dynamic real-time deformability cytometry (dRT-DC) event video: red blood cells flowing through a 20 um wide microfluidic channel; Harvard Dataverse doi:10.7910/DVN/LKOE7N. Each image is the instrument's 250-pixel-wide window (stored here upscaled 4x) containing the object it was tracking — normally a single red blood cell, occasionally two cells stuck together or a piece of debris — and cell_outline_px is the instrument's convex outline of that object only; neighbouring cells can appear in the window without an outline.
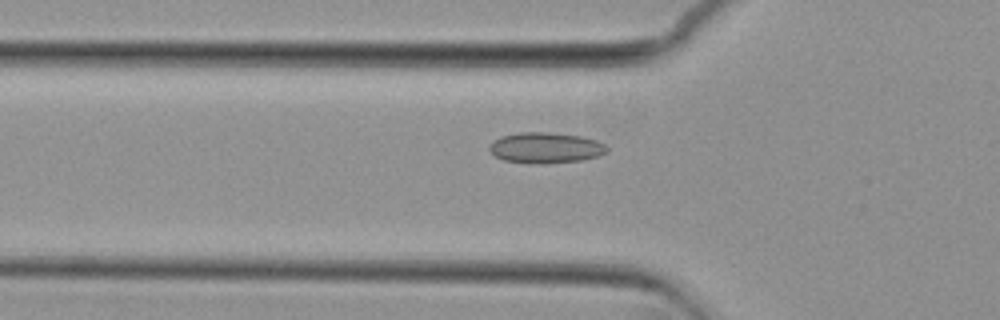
{"species": "common noctule bat (a hibernating species)", "species_latin": "Nyctalus noctula", "temperature_condition": "cold", "stored_images_in_passage": 56, "camera_frame_rate_fps": 3000, "um_per_image_px": 0.085, "animal": {"sex": "female", "body_mass_g": 29.2, "forearm_length_mm": 56.3}, "frame": {"image": 1, "passage_image": 19, "time_ms": 6.0, "image_size_px": [1000, 320], "cell_outline_px": [[608, 152], [600, 156], [580, 160], [536, 164], [504, 160], [496, 156], [488, 148], [500, 136], [520, 132], [548, 132], [580, 136], [596, 140], [604, 144], [608, 148]], "centroid_in_image_um": [46.41, 12.56], "position_along_channel_um": 79.4, "area_um2": 20.87}}
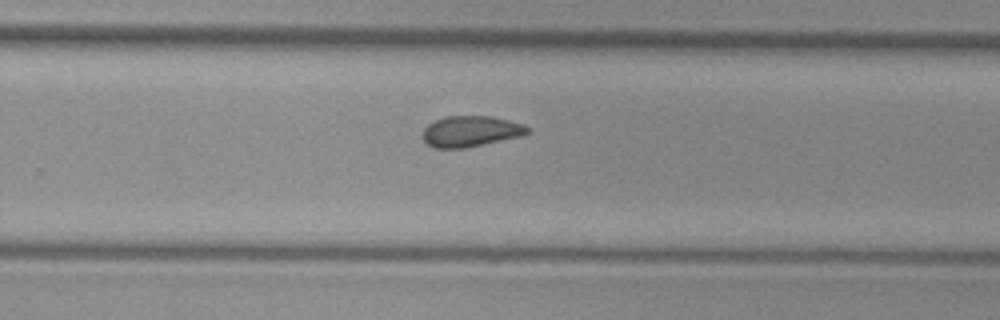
{"frame": {"image": 2, "passage_image": 36, "time_ms": 11.667, "image_size_px": [1000, 320], "cell_outline_px": [[532, 132], [520, 136], [464, 148], [432, 148], [420, 136], [424, 128], [428, 124], [444, 116], [492, 116], [524, 124], [532, 128]], "centroid_in_image_um": [40.01, 11.15], "position_along_channel_um": 289.8, "area_um2": 19.02}}
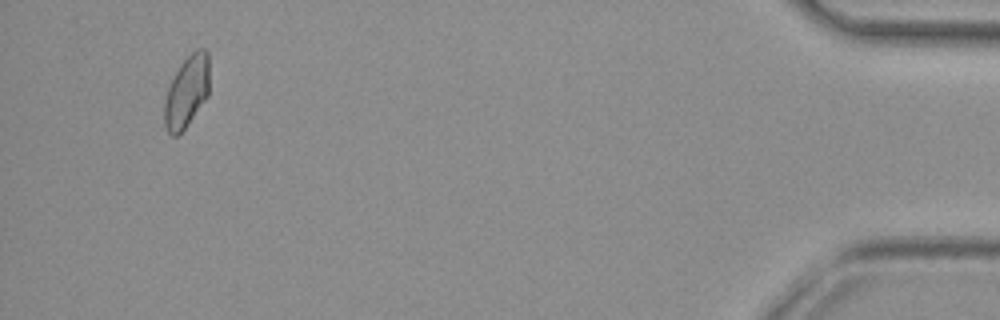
{"frame": {"image": 3, "passage_image": 53, "time_ms": 17.333, "image_size_px": [1000, 320], "cell_outline_px": [[208, 96], [184, 128], [176, 136], [172, 136], [168, 132], [164, 124], [164, 104], [168, 88], [180, 64], [196, 48], [204, 48], [208, 52]], "centroid_in_image_um": [15.87, 7.77], "position_along_channel_um": 419.3, "area_um2": 18.5}, "authors_computed_cell_mechanics": {"area_um2": 19.2763, "velocity_mm_per_s": 3.7113, "shape_relaxation_time_tau1_ms": null, "shape_relaxation_time_tau2_ms": 2.485, "deformation_change_tau1": null, "deformation_change_tau2": 0.0561}}